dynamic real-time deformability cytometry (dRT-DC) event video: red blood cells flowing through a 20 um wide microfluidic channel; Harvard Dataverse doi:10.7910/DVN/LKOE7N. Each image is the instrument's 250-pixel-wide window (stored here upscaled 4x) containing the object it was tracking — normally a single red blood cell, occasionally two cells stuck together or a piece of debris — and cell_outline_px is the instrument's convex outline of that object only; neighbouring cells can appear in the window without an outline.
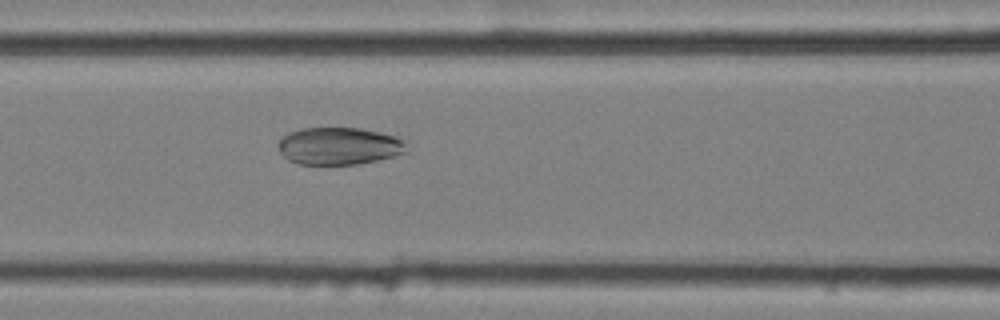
{"species": "common noctule bat (a hibernating species)", "species_latin": "Nyctalus noctula", "temperature_condition": "cold", "stored_images_in_passage": 57, "camera_frame_rate_fps": 3000, "um_per_image_px": 0.085, "animal": {"sex": "female", "body_mass_g": 25.1}, "frame": {"image": 1, "passage_image": 25, "time_ms": 8.0, "image_size_px": [1000, 320], "cell_outline_px": [[408, 152], [376, 160], [356, 164], [296, 164], [288, 160], [280, 152], [276, 144], [280, 136], [288, 132], [304, 128], [360, 128], [380, 132], [396, 136], [408, 140]], "centroid_in_image_um": [28.82, 12.4], "position_along_channel_um": 137.8, "area_um2": 28.38}}
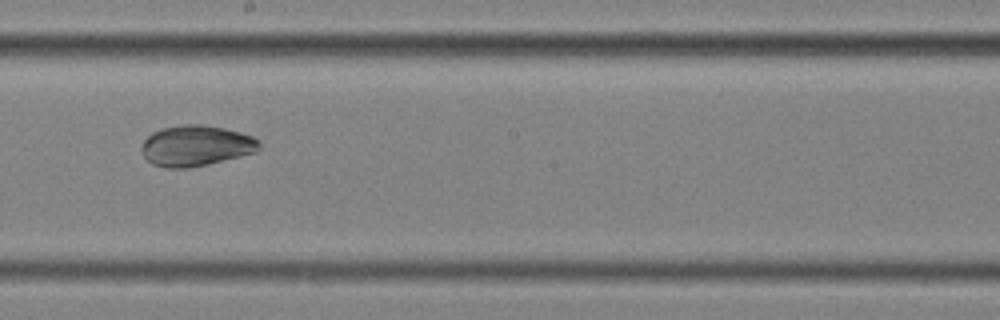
{"frame": {"image": 2, "passage_image": 33, "time_ms": 10.667, "image_size_px": [1000, 320], "cell_outline_px": [[260, 148], [256, 152], [208, 164], [188, 168], [164, 168], [152, 164], [144, 156], [140, 148], [144, 140], [152, 132], [160, 128], [184, 124], [204, 124], [224, 128], [240, 132], [252, 136], [260, 140]], "centroid_in_image_um": [16.65, 12.38], "position_along_channel_um": 231.6, "area_um2": 28.15}}
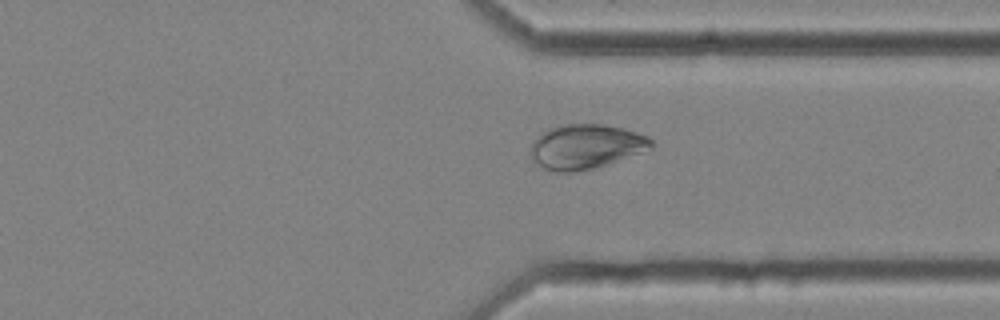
{"frame": {"image": 3, "passage_image": 44, "time_ms": 14.333, "image_size_px": [1000, 320], "cell_outline_px": [[652, 148], [592, 168], [572, 172], [556, 172], [544, 168], [532, 160], [532, 144], [536, 136], [552, 128], [568, 124], [604, 124], [624, 128], [648, 136], [652, 140]], "centroid_in_image_um": [49.79, 12.45], "position_along_channel_um": 361.6, "area_um2": 30.69}}